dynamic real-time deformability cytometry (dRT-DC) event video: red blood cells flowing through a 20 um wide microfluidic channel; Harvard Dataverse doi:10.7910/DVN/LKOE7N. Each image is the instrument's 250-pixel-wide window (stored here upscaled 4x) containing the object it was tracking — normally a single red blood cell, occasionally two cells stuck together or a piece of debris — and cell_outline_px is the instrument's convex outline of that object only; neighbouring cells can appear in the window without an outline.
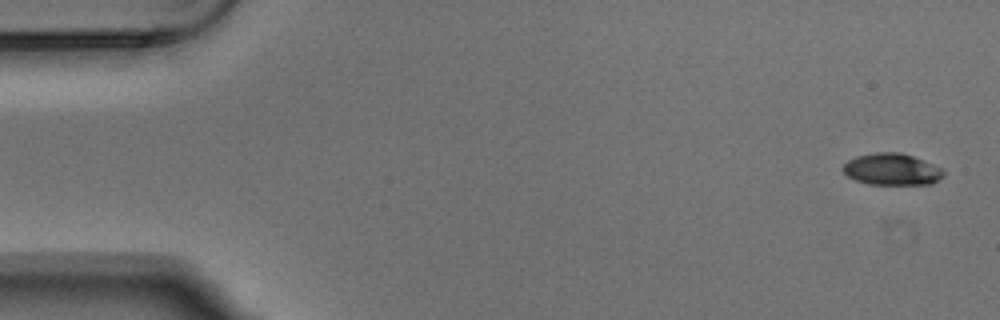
{"species": "Egyptian fruit bat (a non-hibernating species)", "species_latin": "Rousettus aegyptiacus", "temperature_condition": "warm", "stored_images_in_passage": 4, "camera_frame_rate_fps": 3000, "um_per_image_px": 0.085, "animal": {"sex": "male"}, "frame": {"image": 1, "passage_image": 1, "time_ms": 0.0, "image_size_px": [1000, 320], "cell_outline_px": [[944, 176], [932, 184], [868, 184], [856, 180], [848, 176], [840, 168], [848, 160], [856, 156], [876, 152], [900, 152], [924, 160], [940, 168], [944, 172]], "centroid_in_image_um": [75.79, 14.39], "position_along_channel_um": 9.2, "area_um2": 18.55}}
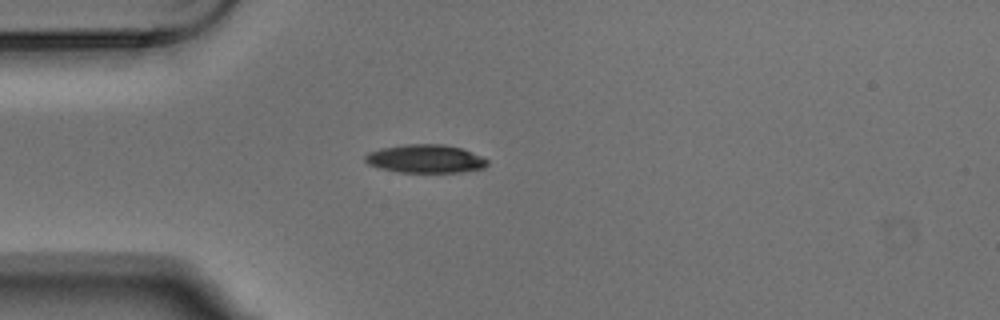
{"frame": {"image": 2, "passage_image": 4, "time_ms": 1.0, "image_size_px": [1000, 320], "cell_outline_px": [[488, 164], [484, 168], [460, 172], [400, 172], [380, 168], [368, 164], [364, 160], [364, 156], [368, 152], [380, 148], [404, 144], [444, 144], [460, 148], [480, 156], [488, 160]], "centroid_in_image_um": [36.12, 13.49], "position_along_channel_um": 48.9, "area_um2": 20.11}}